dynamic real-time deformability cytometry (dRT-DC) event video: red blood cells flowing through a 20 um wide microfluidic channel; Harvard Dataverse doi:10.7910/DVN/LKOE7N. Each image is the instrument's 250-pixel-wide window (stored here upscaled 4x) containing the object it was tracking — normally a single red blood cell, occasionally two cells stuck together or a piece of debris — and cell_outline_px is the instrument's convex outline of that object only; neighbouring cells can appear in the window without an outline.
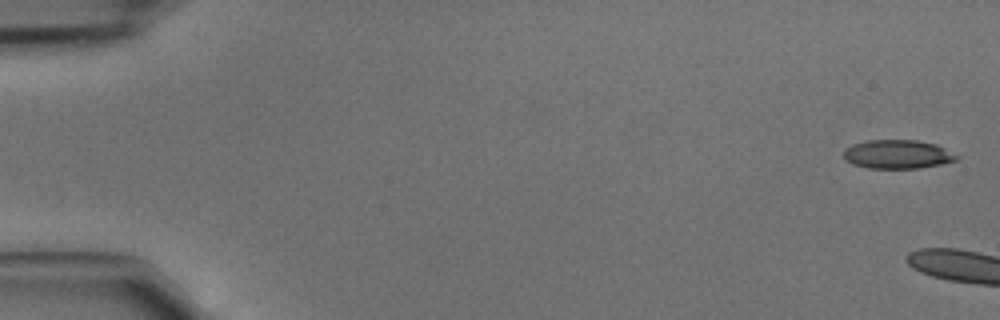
{"species": "common noctule bat (a hibernating species)", "species_latin": "Nyctalus noctula", "temperature_condition": "cold", "stored_images_in_passage": 6, "camera_frame_rate_fps": 3000, "um_per_image_px": 0.085, "animal": {"sex": "male", "body_mass_g": 15.6}, "frame": {"image": 1, "passage_image": 1, "time_ms": 0.0, "image_size_px": [1000, 320], "cell_outline_px": [[960, 156], [956, 160], [940, 164], [920, 168], [868, 168], [852, 164], [844, 160], [844, 148], [852, 144], [868, 140], [916, 140], [936, 144]], "centroid_in_image_um": [76.26, 13.11], "position_along_channel_um": 8.7, "area_um2": 19.02}}